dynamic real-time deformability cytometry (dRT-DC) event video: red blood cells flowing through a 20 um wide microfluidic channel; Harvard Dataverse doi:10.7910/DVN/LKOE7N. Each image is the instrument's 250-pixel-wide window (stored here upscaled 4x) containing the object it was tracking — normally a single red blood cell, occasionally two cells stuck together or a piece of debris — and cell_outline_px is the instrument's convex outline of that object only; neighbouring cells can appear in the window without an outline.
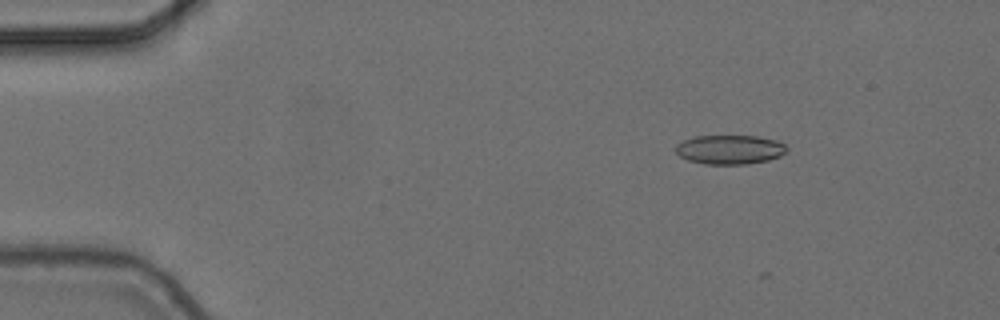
{"species": "common noctule bat (a hibernating species)", "species_latin": "Nyctalus noctula", "temperature_condition": "cold", "stored_images_in_passage": 5, "camera_frame_rate_fps": 3000, "um_per_image_px": 0.085, "animal": {"sex": "female", "body_mass_g": 24.6, "forearm_length_mm": 56.2}, "frame": {"image": 1, "passage_image": 2, "time_ms": 0.333, "image_size_px": [1000, 320], "cell_outline_px": [[788, 148], [780, 156], [768, 160], [748, 164], [704, 164], [688, 160], [680, 156], [676, 152], [676, 144], [684, 140], [696, 136], [756, 136], [776, 140], [784, 144]], "centroid_in_image_um": [62.03, 12.71], "position_along_channel_um": 23.0, "area_um2": 18.84}}